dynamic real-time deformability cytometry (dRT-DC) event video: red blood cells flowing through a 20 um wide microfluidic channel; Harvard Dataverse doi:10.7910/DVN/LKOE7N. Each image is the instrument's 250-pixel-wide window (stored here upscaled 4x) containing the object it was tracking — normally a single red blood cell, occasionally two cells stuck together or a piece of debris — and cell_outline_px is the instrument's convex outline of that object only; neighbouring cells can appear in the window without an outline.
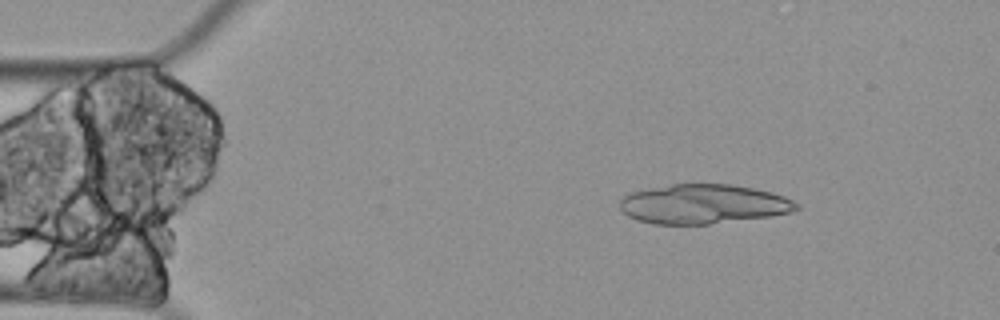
{"species": "Egyptian fruit bat (a non-hibernating species)", "species_latin": "Rousettus aegyptiacus", "temperature_condition": "cold", "stored_images_in_passage": 6, "camera_frame_rate_fps": 3000, "um_per_image_px": 0.085, "animal": {"sex": "female"}, "frame": {"image": 1, "passage_image": 6, "time_ms": 1.667, "image_size_px": [1000, 320], "cell_outline_px": [[800, 208], [792, 212], [768, 216], [708, 224], [652, 224], [636, 220], [628, 216], [620, 208], [620, 200], [628, 192], [672, 184], [732, 184], [772, 192], [784, 196], [800, 204]], "centroid_in_image_um": [59.77, 17.34], "position_along_channel_um": 25.2, "area_um2": 40.63}}